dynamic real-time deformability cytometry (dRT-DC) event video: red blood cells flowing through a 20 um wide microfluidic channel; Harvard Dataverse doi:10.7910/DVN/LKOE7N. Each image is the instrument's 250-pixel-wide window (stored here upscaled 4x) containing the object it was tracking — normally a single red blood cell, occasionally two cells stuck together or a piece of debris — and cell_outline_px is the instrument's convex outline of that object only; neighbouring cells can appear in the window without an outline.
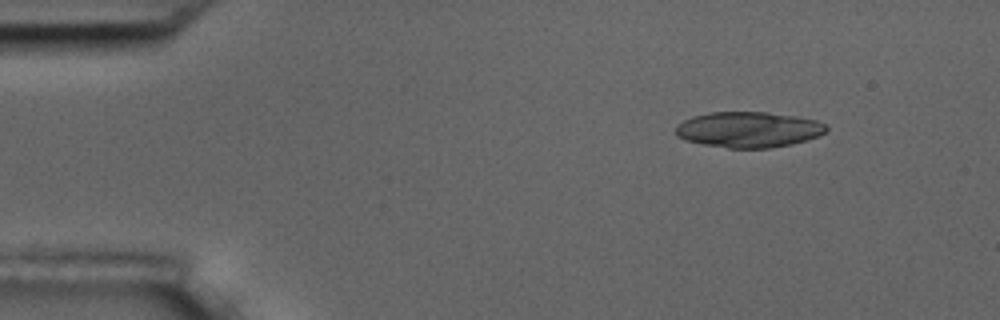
{"species": "common noctule bat (a hibernating species)", "species_latin": "Nyctalus noctula", "temperature_condition": "room temperature", "stored_images_in_passage": 6, "camera_frame_rate_fps": 3000, "um_per_image_px": 0.085, "animal": {"sex": "male", "body_mass_g": 17.5, "forearm_length_mm": 52.3}, "frame": {"image": 1, "passage_image": 1, "time_ms": 0.0, "image_size_px": [1000, 320], "cell_outline_px": [[828, 128], [820, 136], [792, 144], [772, 148], [728, 148], [704, 144], [684, 140], [676, 136], [676, 124], [692, 116], [712, 112], [764, 112], [796, 116], [816, 120], [824, 124]], "centroid_in_image_um": [63.61, 11.02], "position_along_channel_um": 21.4, "area_um2": 31.39}}